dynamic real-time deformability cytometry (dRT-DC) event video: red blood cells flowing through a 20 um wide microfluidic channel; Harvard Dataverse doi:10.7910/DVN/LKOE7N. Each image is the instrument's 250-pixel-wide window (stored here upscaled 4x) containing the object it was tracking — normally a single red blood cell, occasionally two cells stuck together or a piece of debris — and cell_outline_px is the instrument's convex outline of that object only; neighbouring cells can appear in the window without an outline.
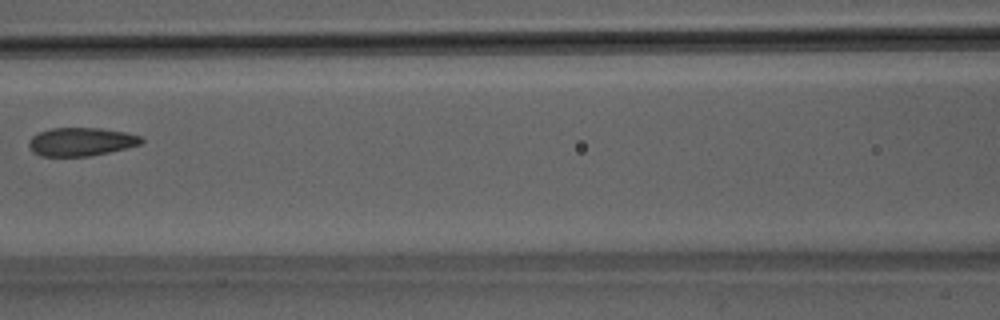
{"species": "Egyptian fruit bat (a non-hibernating species)", "species_latin": "Rousettus aegyptiacus", "temperature_condition": "room temperature", "stored_images_in_passage": 7, "camera_frame_rate_fps": 3000, "um_per_image_px": 0.085, "animal": {"sex": "male"}, "frame": {"image": 1, "passage_image": 6, "time_ms": 1.667, "image_size_px": [1000, 320], "cell_outline_px": [[144, 140], [140, 144], [108, 152], [88, 156], [40, 156], [32, 152], [28, 144], [28, 140], [32, 136], [40, 132], [52, 128], [100, 128], [124, 132], [140, 136]], "centroid_in_image_um": [6.84, 12.05], "position_along_channel_um": 159.8, "area_um2": 18.44}}